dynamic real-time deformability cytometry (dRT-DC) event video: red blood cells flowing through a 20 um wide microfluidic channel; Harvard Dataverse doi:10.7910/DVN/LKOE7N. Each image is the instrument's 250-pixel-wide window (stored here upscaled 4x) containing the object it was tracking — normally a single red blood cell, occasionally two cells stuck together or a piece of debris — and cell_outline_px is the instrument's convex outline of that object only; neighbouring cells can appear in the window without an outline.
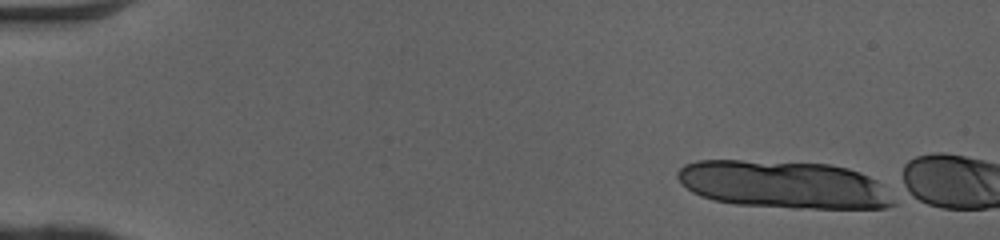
{"species": "human", "species_latin": "Homo sapiens", "temperature_condition": "cold", "stored_images_in_passage": 1, "camera_frame_rate_fps": 3000, "um_per_image_px": 0.085, "donor": {"sex": "female"}, "frame": {"image": 1, "passage_image": 1, "time_ms": 0.0, "image_size_px": [1000, 240], "cell_outline_px": [[896, 204], [884, 208], [792, 208], [736, 204], [712, 200], [700, 196], [692, 192], [676, 176], [676, 172], [684, 164], [696, 160], [740, 160], [828, 164], [848, 168], [860, 172], [876, 180], [880, 184]], "centroid_in_image_um": [66.57, 15.69], "position_along_channel_um": 18.4, "area_um2": 59.77}}